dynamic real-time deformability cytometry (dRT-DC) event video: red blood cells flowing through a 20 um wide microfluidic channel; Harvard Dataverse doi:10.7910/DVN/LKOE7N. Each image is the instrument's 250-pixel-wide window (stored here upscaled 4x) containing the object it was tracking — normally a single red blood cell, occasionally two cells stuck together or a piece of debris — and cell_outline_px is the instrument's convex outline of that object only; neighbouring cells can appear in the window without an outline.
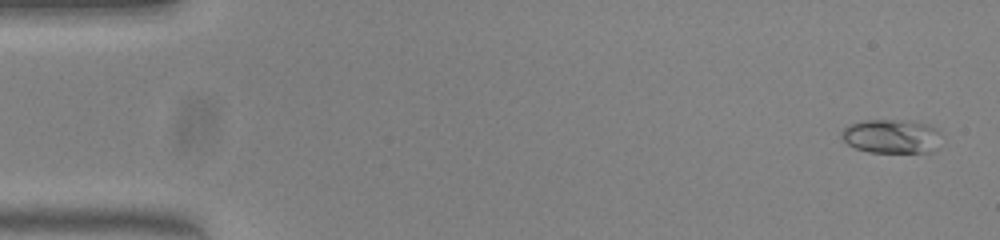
{"species": "common noctule bat (a hibernating species)", "species_latin": "Nyctalus noctula", "temperature_condition": "warm", "stored_images_in_passage": 49, "camera_frame_rate_fps": 3000, "um_per_image_px": 0.085, "animal": {"sex": "female", "body_mass_g": 23.0, "forearm_length_mm": 53.4}, "frame": {"image": 1, "passage_image": 2, "time_ms": 0.333, "image_size_px": [1000, 240], "cell_outline_px": [[940, 128], [936, 148], [932, 152], [868, 152], [856, 148], [848, 144], [840, 136], [840, 132], [844, 128], [852, 124], [864, 120], [908, 120], [928, 124]], "centroid_in_image_um": [75.78, 11.57], "position_along_channel_um": 9.2, "area_um2": 19.83}}
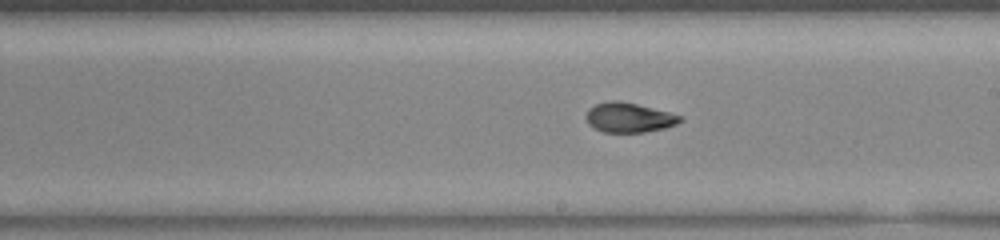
{"frame": {"image": 2, "passage_image": 29, "time_ms": 9.333, "image_size_px": [1000, 240], "cell_outline_px": [[684, 120], [676, 124], [664, 128], [644, 132], [604, 132], [588, 124], [584, 116], [588, 108], [596, 104], [608, 100], [620, 100], [684, 116]], "centroid_in_image_um": [53.44, 9.98], "position_along_channel_um": 235.6, "area_um2": 16.36}}
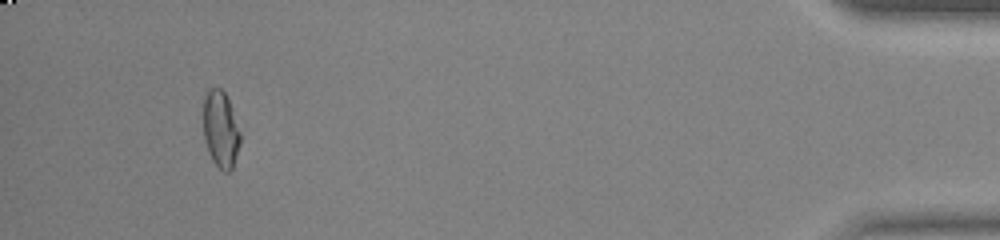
{"frame": {"image": 3, "passage_image": 48, "time_ms": 15.667, "image_size_px": [1000, 240], "cell_outline_px": [[240, 144], [232, 168], [228, 172], [224, 172], [212, 160], [208, 152], [204, 140], [204, 96], [208, 88], [220, 88], [224, 92], [232, 108], [240, 132]], "centroid_in_image_um": [18.75, 10.99], "position_along_channel_um": 416.5, "area_um2": 16.42}}